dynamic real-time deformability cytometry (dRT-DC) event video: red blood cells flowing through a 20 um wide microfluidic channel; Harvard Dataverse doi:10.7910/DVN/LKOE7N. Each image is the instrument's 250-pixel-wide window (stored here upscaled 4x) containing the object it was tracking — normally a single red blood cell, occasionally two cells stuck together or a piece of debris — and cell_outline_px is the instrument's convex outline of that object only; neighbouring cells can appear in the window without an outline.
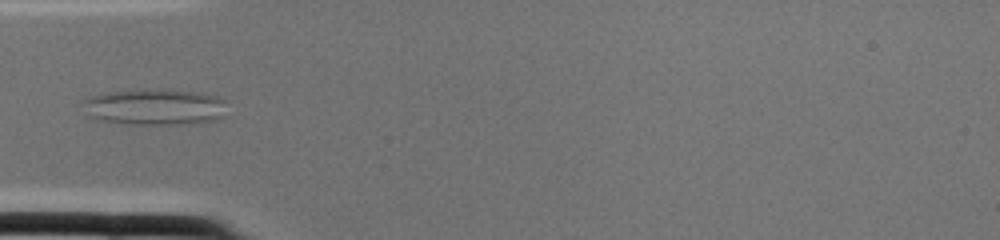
{"species": "common noctule bat (a hibernating species)", "species_latin": "Nyctalus noctula", "temperature_condition": "cold", "stored_images_in_passage": 1, "camera_frame_rate_fps": 3000, "um_per_image_px": 0.085, "animal": {"sex": "female", "body_mass_g": 22.0, "forearm_length_mm": 56.7}, "frame": {"image": 1, "passage_image": 1, "time_ms": 0.0, "image_size_px": [1000, 240], "cell_outline_px": [[224, 116], [216, 120], [196, 124], [128, 124], [100, 120], [88, 116], [84, 100], [88, 96], [100, 92], [148, 88], [168, 88], [204, 92], [216, 96], [224, 100]], "centroid_in_image_um": [13.18, 9.06], "position_along_channel_um": 71.8, "area_um2": 31.27}}